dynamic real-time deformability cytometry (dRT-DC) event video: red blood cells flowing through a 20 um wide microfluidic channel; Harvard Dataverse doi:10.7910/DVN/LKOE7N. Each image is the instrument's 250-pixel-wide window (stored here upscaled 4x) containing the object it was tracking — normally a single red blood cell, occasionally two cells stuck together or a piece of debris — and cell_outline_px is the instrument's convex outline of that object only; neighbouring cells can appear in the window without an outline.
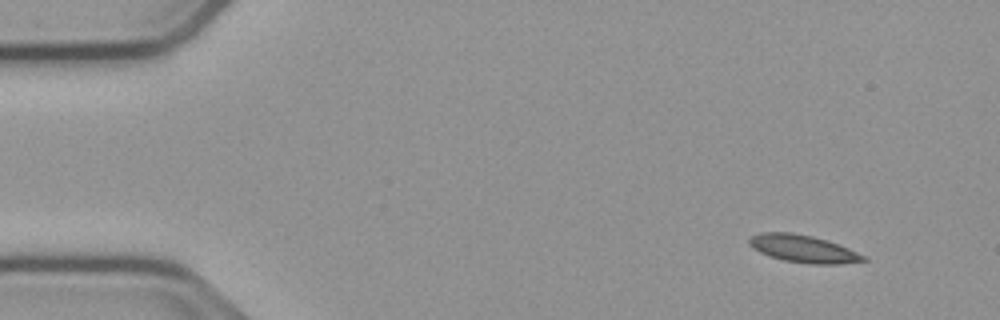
{"species": "common noctule bat (a hibernating species)", "species_latin": "Nyctalus noctula", "temperature_condition": "cold", "stored_images_in_passage": 52, "segment_of_instrument_passage": [1, 2], "camera_frame_rate_fps": 3000, "um_per_image_px": 0.085, "animal": {"sex": "male", "body_mass_g": 23.1, "forearm_length_mm": 52.7}, "frame": {"image": 1, "passage_image": 1, "time_ms": 0.0, "image_size_px": [1000, 320], "cell_outline_px": [[868, 260], [840, 264], [812, 264], [784, 260], [760, 252], [752, 248], [748, 244], [748, 240], [752, 236], [760, 232], [792, 232], [812, 236], [848, 248], [864, 256]], "centroid_in_image_um": [68.23, 21.14], "position_along_channel_um": 16.8, "area_um2": 17.98}}
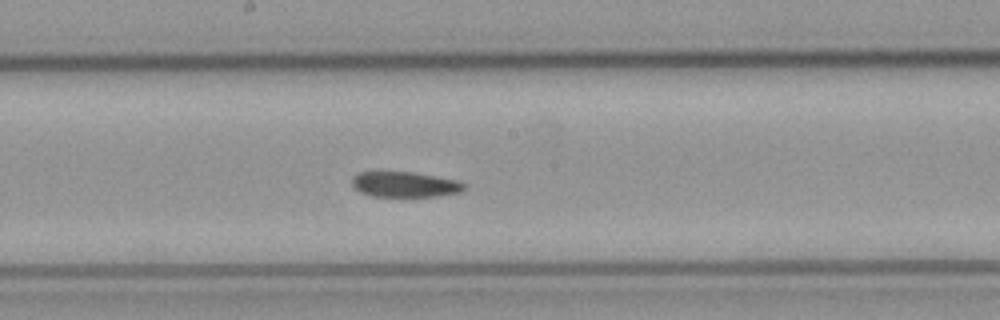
{"frame": {"image": 2, "passage_image": 25, "time_ms": 8.0, "image_size_px": [1000, 320], "cell_outline_px": [[468, 184], [460, 192], [440, 196], [372, 196], [360, 192], [352, 184], [352, 176], [360, 172], [412, 172], [460, 180]], "centroid_in_image_um": [34.46, 15.67], "position_along_channel_um": 213.7, "area_um2": 16.65}}
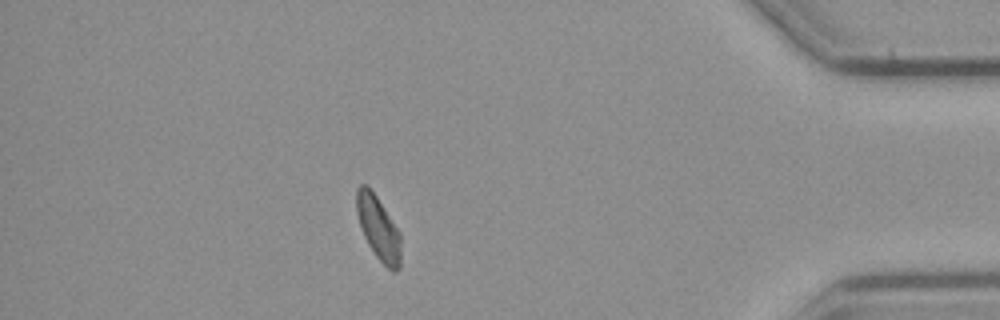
{"frame": {"image": 3, "passage_image": 44, "time_ms": 14.333, "image_size_px": [1000, 320], "cell_outline_px": [[400, 268], [396, 272], [392, 272], [376, 256], [368, 244], [364, 236], [356, 212], [356, 188], [360, 184], [364, 184], [376, 196], [400, 232]], "centroid_in_image_um": [32.16, 19.41], "position_along_channel_um": 403.0, "area_um2": 16.24}}